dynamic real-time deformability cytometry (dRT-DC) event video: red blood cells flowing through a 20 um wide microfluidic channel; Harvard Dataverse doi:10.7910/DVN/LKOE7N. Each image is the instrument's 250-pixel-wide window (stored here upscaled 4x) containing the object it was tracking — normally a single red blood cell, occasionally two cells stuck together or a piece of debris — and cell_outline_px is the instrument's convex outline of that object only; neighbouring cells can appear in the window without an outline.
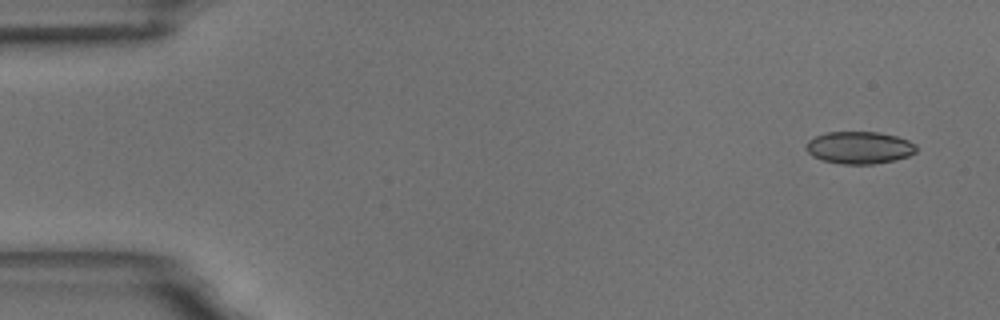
{"species": "common noctule bat (a hibernating species)", "species_latin": "Nyctalus noctula", "temperature_condition": "room temperature", "stored_images_in_passage": 6, "camera_frame_rate_fps": 3000, "um_per_image_px": 0.085, "animal": {"sex": "male", "body_mass_g": 18.8}, "frame": {"image": 1, "passage_image": 1, "time_ms": 0.0, "image_size_px": [1000, 320], "cell_outline_px": [[916, 152], [908, 156], [892, 160], [872, 164], [840, 164], [824, 160], [812, 156], [804, 148], [804, 144], [808, 140], [816, 136], [828, 132], [880, 132], [896, 136], [908, 140], [916, 144]], "centroid_in_image_um": [73.02, 12.54], "position_along_channel_um": 12.0, "area_um2": 20.75}}
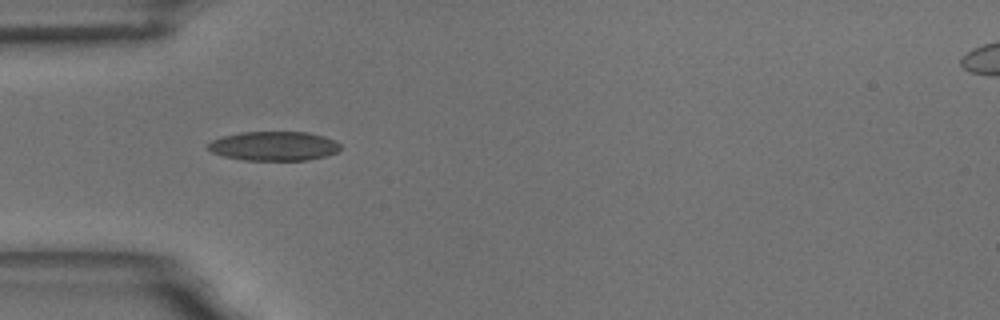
{"frame": {"image": 2, "passage_image": 5, "time_ms": 4.667, "image_size_px": [1000, 320], "cell_outline_px": [[340, 148], [336, 152], [324, 156], [304, 160], [244, 160], [224, 156], [212, 152], [208, 148], [208, 144], [212, 140], [220, 136], [240, 132], [308, 132], [324, 136], [336, 140], [340, 144]], "centroid_in_image_um": [23.27, 12.4], "position_along_channel_um": 61.7, "area_um2": 22.54}}